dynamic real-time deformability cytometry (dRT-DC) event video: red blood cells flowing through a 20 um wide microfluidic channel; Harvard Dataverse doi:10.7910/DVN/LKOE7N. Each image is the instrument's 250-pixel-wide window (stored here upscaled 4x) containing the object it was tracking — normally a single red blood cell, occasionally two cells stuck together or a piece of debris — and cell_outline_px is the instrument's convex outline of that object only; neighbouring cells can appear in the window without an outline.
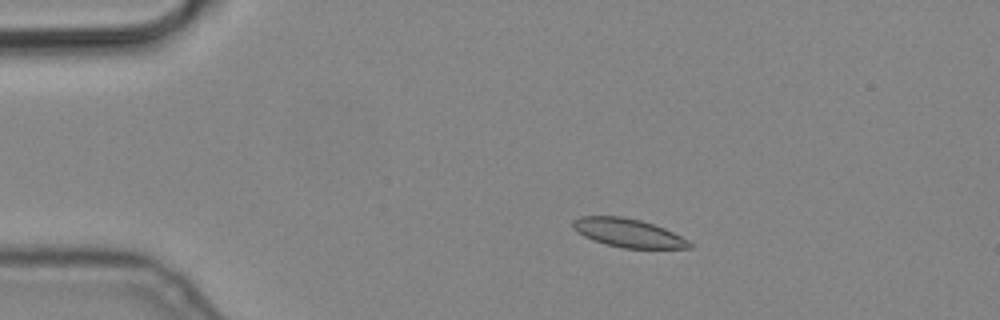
{"species": "common noctule bat (a hibernating species)", "species_latin": "Nyctalus noctula", "temperature_condition": "cold", "stored_images_in_passage": 6, "camera_frame_rate_fps": 3000, "um_per_image_px": 0.085, "animal": {"sex": "male", "body_mass_g": 19.2, "forearm_length_mm": 51.8}, "frame": {"image": 1, "passage_image": 3, "time_ms": 0.667, "image_size_px": [1000, 320], "cell_outline_px": [[692, 248], [624, 248], [592, 240], [584, 236], [572, 228], [572, 220], [580, 216], [620, 216], [640, 220], [664, 228], [688, 240], [692, 244]], "centroid_in_image_um": [53.36, 19.79], "position_along_channel_um": 31.6, "area_um2": 19.19}}
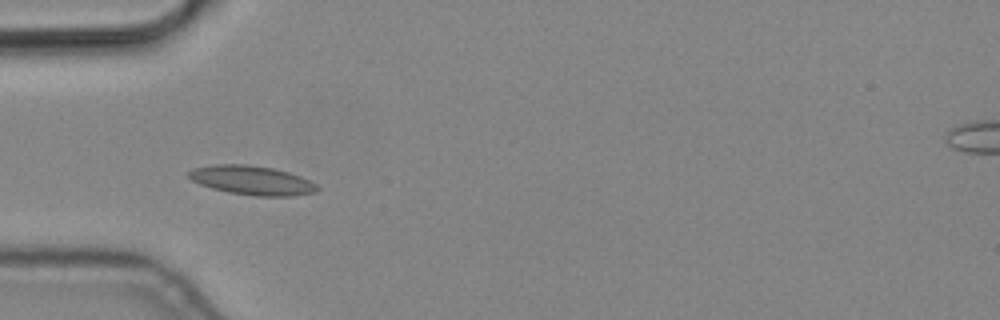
{"frame": {"image": 2, "passage_image": 5, "time_ms": 1.333, "image_size_px": [1000, 320], "cell_outline_px": [[320, 188], [316, 192], [292, 196], [256, 196], [228, 192], [212, 188], [200, 184], [192, 180], [188, 176], [188, 172], [192, 168], [212, 164], [248, 164], [272, 168], [288, 172], [300, 176], [316, 184]], "centroid_in_image_um": [21.4, 15.32], "position_along_channel_um": 63.6, "area_um2": 21.85}}
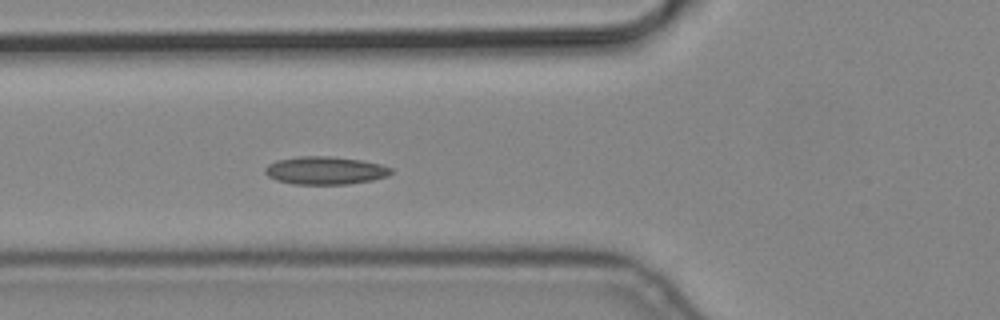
{"frame": {"image": 3, "passage_image": 6, "time_ms": 1.667, "image_size_px": [1000, 320], "cell_outline_px": [[392, 172], [388, 176], [372, 180], [348, 184], [292, 184], [276, 180], [268, 176], [264, 172], [264, 168], [268, 164], [276, 160], [300, 156], [332, 156], [360, 160], [380, 164], [392, 168]], "centroid_in_image_um": [27.62, 14.49], "position_along_channel_um": 98.2, "area_um2": 20.58}}